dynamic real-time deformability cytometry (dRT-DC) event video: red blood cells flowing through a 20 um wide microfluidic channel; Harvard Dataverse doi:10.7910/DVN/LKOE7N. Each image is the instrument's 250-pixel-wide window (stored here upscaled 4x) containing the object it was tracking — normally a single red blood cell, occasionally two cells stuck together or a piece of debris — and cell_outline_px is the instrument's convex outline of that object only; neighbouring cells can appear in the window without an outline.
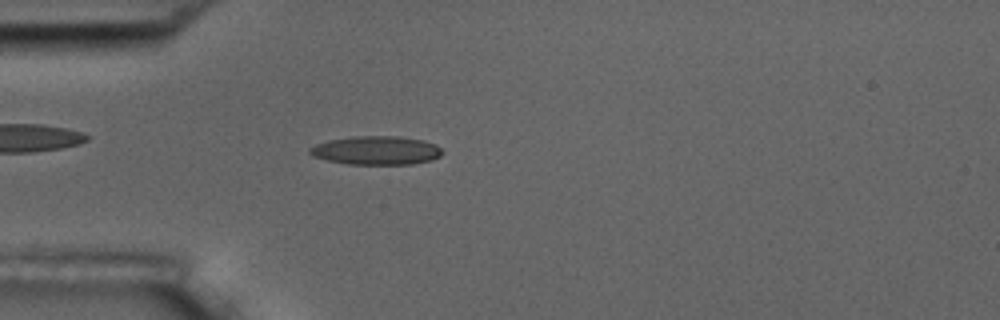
{"species": "common noctule bat (a hibernating species)", "species_latin": "Nyctalus noctula", "temperature_condition": "room temperature", "stored_images_in_passage": 3, "camera_frame_rate_fps": 3000, "um_per_image_px": 0.085, "animal": {"sex": "male", "body_mass_g": 17.5, "forearm_length_mm": 52.3}, "frame": {"image": 1, "passage_image": 3, "time_ms": 0.667, "image_size_px": [1000, 320], "cell_outline_px": [[444, 152], [440, 156], [432, 160], [412, 164], [348, 164], [328, 160], [312, 156], [308, 152], [308, 148], [316, 144], [328, 140], [356, 136], [400, 136], [424, 140], [436, 144]], "centroid_in_image_um": [32.0, 12.78], "position_along_channel_um": 53.0, "area_um2": 22.25}}